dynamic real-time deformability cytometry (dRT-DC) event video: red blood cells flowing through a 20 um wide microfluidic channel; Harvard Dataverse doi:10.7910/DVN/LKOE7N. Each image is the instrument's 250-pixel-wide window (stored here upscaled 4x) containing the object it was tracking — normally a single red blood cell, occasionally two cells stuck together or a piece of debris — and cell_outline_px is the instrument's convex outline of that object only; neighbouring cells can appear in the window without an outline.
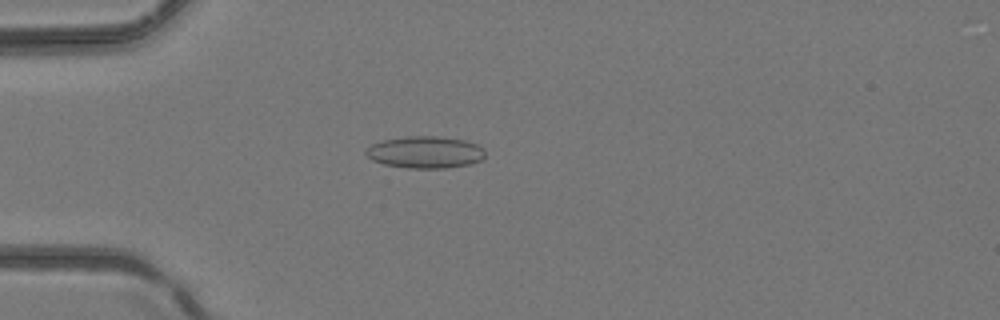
{"species": "common noctule bat (a hibernating species)", "species_latin": "Nyctalus noctula", "temperature_condition": "room temperature", "stored_images_in_passage": 44, "camera_frame_rate_fps": 3000, "um_per_image_px": 0.085, "animal": {"sex": "female", "body_mass_g": 24.6, "forearm_length_mm": 56.2}, "frame": {"image": 1, "passage_image": 13, "time_ms": 4.0, "image_size_px": [1000, 320], "cell_outline_px": [[484, 156], [480, 160], [468, 164], [448, 168], [408, 168], [384, 164], [372, 160], [364, 152], [372, 144], [384, 140], [408, 136], [436, 136], [464, 140], [476, 144], [484, 148]], "centroid_in_image_um": [36.14, 12.94], "position_along_channel_um": 48.9, "area_um2": 22.02}}
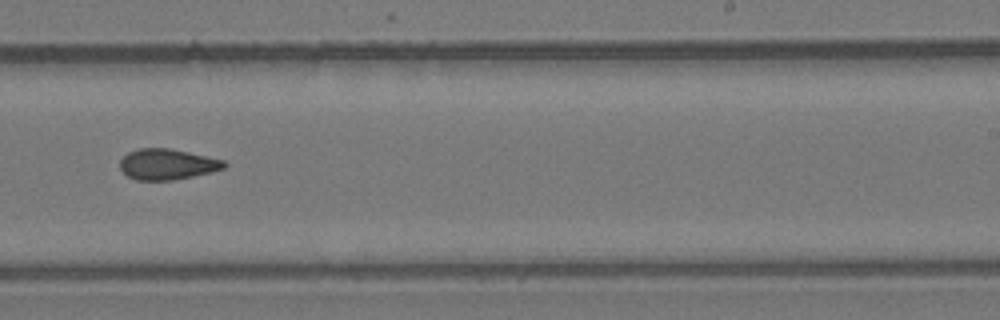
{"frame": {"image": 2, "passage_image": 28, "time_ms": 9.0, "image_size_px": [1000, 320], "cell_outline_px": [[228, 164], [224, 168], [212, 172], [172, 180], [136, 180], [128, 176], [120, 168], [120, 160], [128, 152], [140, 148], [168, 148], [188, 152], [224, 160]], "centroid_in_image_um": [14.22, 13.96], "position_along_channel_um": 274.8, "area_um2": 18.55}}
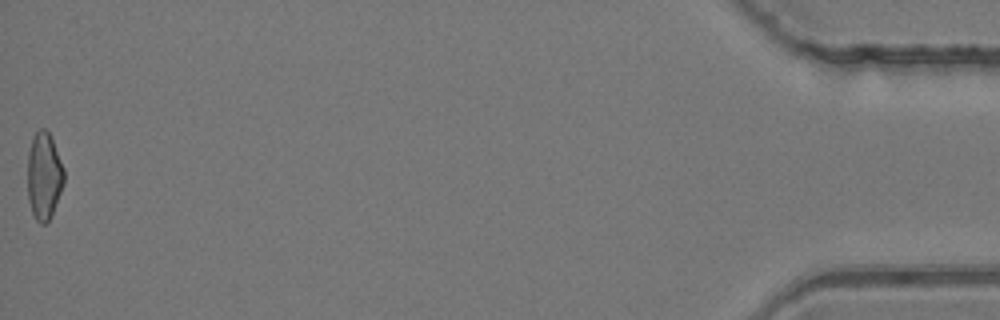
{"frame": {"image": 3, "passage_image": 44, "time_ms": 14.333, "image_size_px": [1000, 320], "cell_outline_px": [[64, 184], [52, 216], [48, 224], [40, 224], [36, 220], [32, 212], [28, 200], [28, 152], [32, 136], [40, 128], [44, 128], [48, 132], [52, 140], [64, 168]], "centroid_in_image_um": [3.74, 15.0], "position_along_channel_um": 431.5, "area_um2": 18.73}}